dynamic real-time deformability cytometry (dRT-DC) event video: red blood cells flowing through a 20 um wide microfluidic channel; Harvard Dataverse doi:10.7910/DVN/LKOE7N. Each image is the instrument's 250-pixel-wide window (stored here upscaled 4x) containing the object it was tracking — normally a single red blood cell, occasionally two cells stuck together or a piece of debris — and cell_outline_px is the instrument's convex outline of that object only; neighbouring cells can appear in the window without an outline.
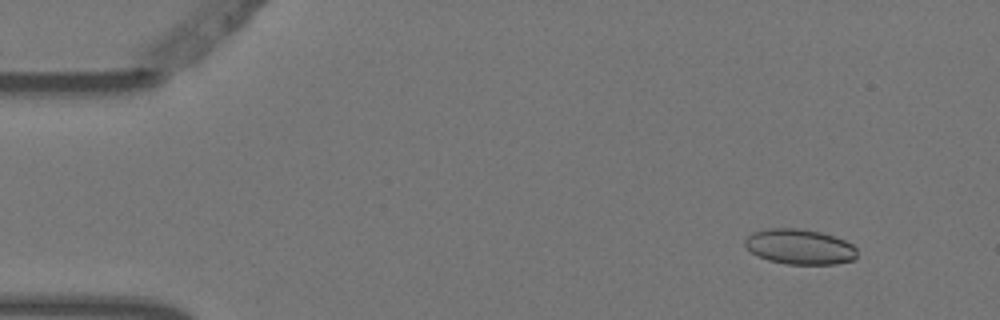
{"species": "Egyptian fruit bat (a non-hibernating species)", "species_latin": "Rousettus aegyptiacus", "temperature_condition": "warm", "stored_images_in_passage": 3, "camera_frame_rate_fps": 3000, "um_per_image_px": 0.085, "animal": {"sex": "female"}, "frame": {"image": 1, "passage_image": 1, "time_ms": 0.0, "image_size_px": [1000, 320], "cell_outline_px": [[856, 260], [836, 264], [784, 264], [768, 260], [752, 252], [744, 244], [744, 240], [752, 232], [768, 228], [800, 228], [820, 232], [844, 240], [852, 244], [856, 248]], "centroid_in_image_um": [67.98, 20.97], "position_along_channel_um": 17.0, "area_um2": 23.06}}
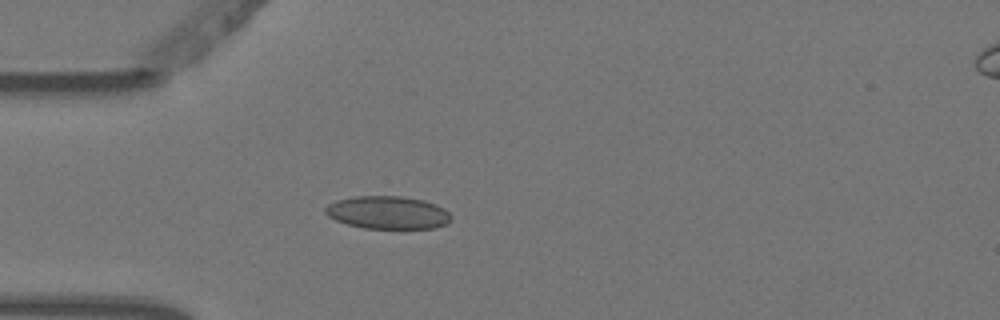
{"frame": {"image": 2, "passage_image": 3, "time_ms": 0.667, "image_size_px": [1000, 320], "cell_outline_px": [[452, 220], [448, 224], [436, 228], [364, 228], [348, 224], [336, 220], [328, 216], [324, 212], [324, 208], [328, 204], [336, 200], [356, 196], [400, 196], [424, 200], [436, 204], [444, 208], [452, 216]], "centroid_in_image_um": [32.99, 18.06], "position_along_channel_um": 52.0, "area_um2": 24.22}}